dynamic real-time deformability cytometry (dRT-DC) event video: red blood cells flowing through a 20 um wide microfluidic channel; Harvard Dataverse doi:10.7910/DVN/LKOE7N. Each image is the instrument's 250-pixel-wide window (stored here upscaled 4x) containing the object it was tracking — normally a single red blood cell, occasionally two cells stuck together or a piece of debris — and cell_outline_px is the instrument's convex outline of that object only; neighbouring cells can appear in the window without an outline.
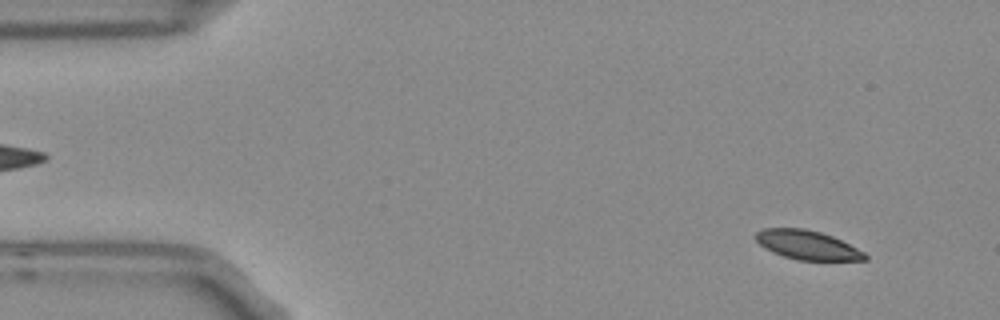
{"species": "Egyptian fruit bat (a non-hibernating species)", "species_latin": "Rousettus aegyptiacus", "temperature_condition": "room temperature", "stored_images_in_passage": 4, "camera_frame_rate_fps": 3000, "um_per_image_px": 0.085, "frame": {"image": 1, "passage_image": 4, "time_ms": 1.0, "image_size_px": [1000, 320], "cell_outline_px": [[868, 260], [796, 260], [772, 252], [764, 248], [752, 236], [760, 228], [804, 228], [820, 232], [832, 236], [864, 252], [868, 256]], "centroid_in_image_um": [68.57, 20.82], "position_along_channel_um": 16.4, "area_um2": 18.55}}